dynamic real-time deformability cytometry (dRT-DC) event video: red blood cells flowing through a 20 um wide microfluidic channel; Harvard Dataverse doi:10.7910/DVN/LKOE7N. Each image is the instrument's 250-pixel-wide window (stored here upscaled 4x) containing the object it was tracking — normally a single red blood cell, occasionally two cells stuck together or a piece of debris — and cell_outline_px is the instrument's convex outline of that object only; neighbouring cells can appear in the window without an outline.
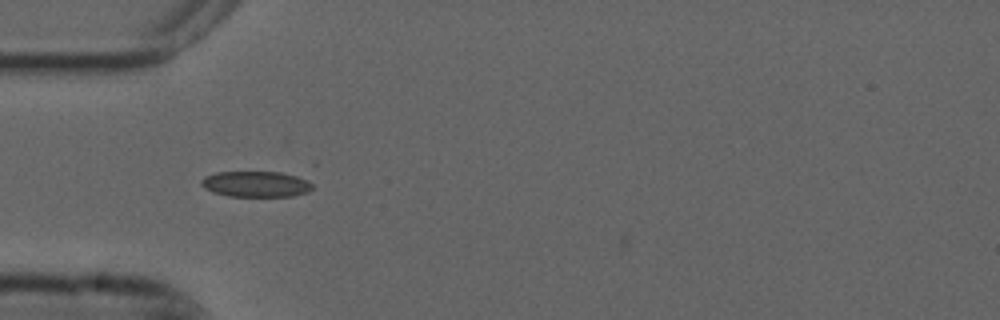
{"species": "common noctule bat (a hibernating species)", "species_latin": "Nyctalus noctula", "temperature_condition": "cold", "stored_images_in_passage": 40, "camera_frame_rate_fps": 3000, "um_per_image_px": 0.085, "animal": {"sex": "male", "forearm_length_mm": 52.5}, "frame": {"image": 1, "passage_image": 2, "time_ms": 0.333, "image_size_px": [1000, 320], "cell_outline_px": [[312, 188], [308, 192], [292, 196], [228, 196], [212, 192], [204, 188], [200, 184], [200, 180], [204, 176], [216, 172], [280, 172], [296, 176], [308, 180], [312, 184]], "centroid_in_image_um": [21.71, 15.64], "position_along_channel_um": 63.3, "area_um2": 16.76}}
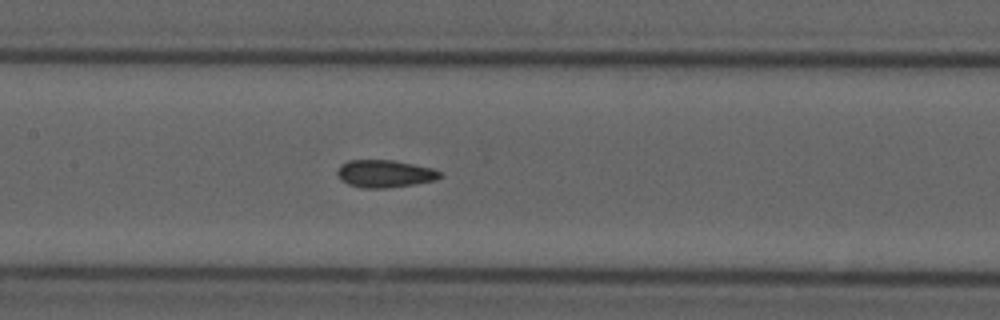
{"frame": {"image": 2, "passage_image": 11, "time_ms": 3.333, "image_size_px": [1000, 320], "cell_outline_px": [[444, 176], [436, 180], [412, 184], [384, 188], [364, 188], [348, 184], [340, 180], [336, 172], [340, 164], [348, 160], [392, 160], [432, 168], [444, 172]], "centroid_in_image_um": [32.71, 14.76], "position_along_channel_um": 174.7, "area_um2": 16.53}}
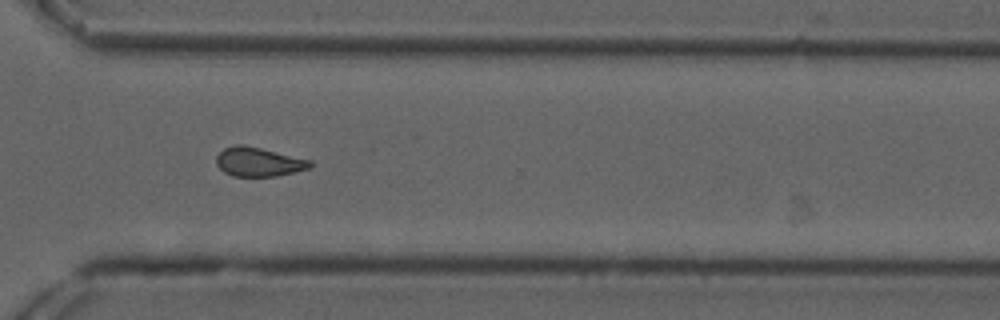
{"frame": {"image": 3, "passage_image": 25, "time_ms": 8.0, "image_size_px": [1000, 320], "cell_outline_px": [[312, 168], [276, 176], [232, 176], [224, 172], [216, 164], [216, 156], [224, 148], [236, 144], [244, 144], [312, 160]], "centroid_in_image_um": [21.99, 13.75], "position_along_channel_um": 348.6, "area_um2": 16.01}, "authors_computed_cell_mechanics": {"area_um2": 16.0106, "velocity_mm_per_s": 3.7448, "shape_relaxation_time_tau1_ms": null, "shape_relaxation_time_tau2_ms": 2.6826, "deformation_change_tau1": null, "deformation_change_tau2": 0.0786}}